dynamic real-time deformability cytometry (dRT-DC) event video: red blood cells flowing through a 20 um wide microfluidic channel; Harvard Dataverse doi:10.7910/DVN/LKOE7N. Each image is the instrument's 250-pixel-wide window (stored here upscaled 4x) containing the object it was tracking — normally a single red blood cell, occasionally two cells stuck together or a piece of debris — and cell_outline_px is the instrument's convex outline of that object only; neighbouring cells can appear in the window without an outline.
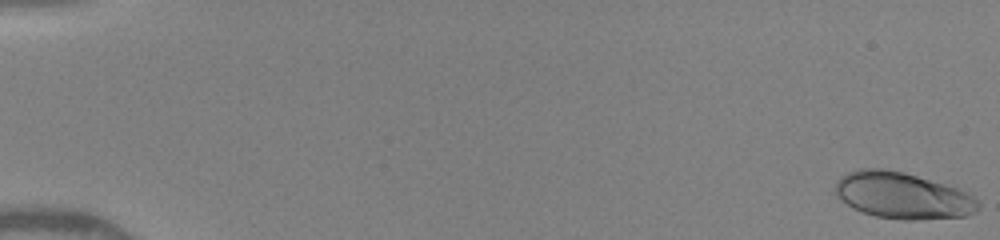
{"species": "human", "species_latin": "Homo sapiens", "temperature_condition": "warm", "stored_images_in_passage": 7, "camera_frame_rate_fps": 3000, "um_per_image_px": 0.085, "donor": {"sex": "female"}, "frame": {"image": 1, "passage_image": 1, "time_ms": 0.0, "image_size_px": [1000, 240], "cell_outline_px": [[980, 208], [976, 212], [964, 216], [916, 220], [904, 220], [876, 216], [852, 208], [836, 196], [836, 180], [840, 176], [848, 172], [860, 168], [884, 168], [904, 172], [956, 184], [968, 192], [980, 204]], "centroid_in_image_um": [76.78, 16.59], "position_along_channel_um": 8.2, "area_um2": 39.54}}
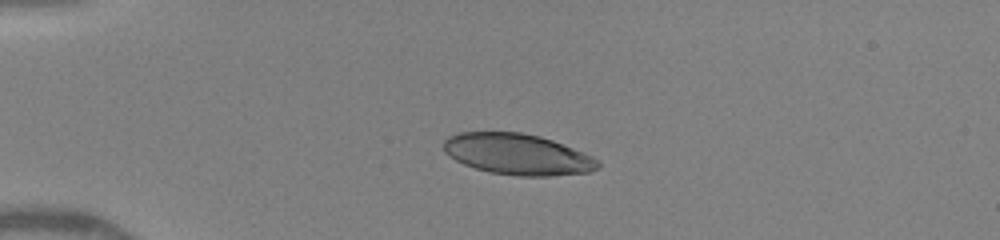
{"frame": {"image": 2, "passage_image": 5, "time_ms": 4.0, "image_size_px": [1000, 240], "cell_outline_px": [[600, 164], [596, 168], [588, 172], [548, 176], [520, 176], [492, 172], [476, 168], [464, 164], [448, 156], [444, 152], [444, 140], [448, 136], [460, 132], [520, 132], [540, 136], [552, 140], [592, 156], [600, 160]], "centroid_in_image_um": [43.97, 13.1], "position_along_channel_um": 41.0, "area_um2": 36.65}}